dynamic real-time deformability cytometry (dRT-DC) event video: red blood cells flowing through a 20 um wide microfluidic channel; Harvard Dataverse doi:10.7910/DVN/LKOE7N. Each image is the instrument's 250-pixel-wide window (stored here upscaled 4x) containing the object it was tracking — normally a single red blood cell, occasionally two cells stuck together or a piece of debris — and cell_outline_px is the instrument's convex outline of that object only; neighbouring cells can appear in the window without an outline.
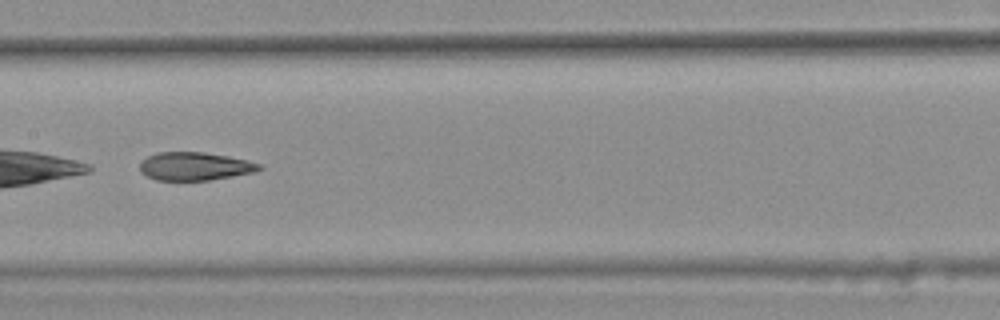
{"species": "common noctule bat (a hibernating species)", "species_latin": "Nyctalus noctula", "temperature_condition": "warm", "stored_images_in_passage": 46, "camera_frame_rate_fps": 3000, "um_per_image_px": 0.085, "animal": {"sex": "female", "body_mass_g": 25.1}, "frame": {"image": 1, "passage_image": 27, "time_ms": 8.667, "image_size_px": [1000, 320], "cell_outline_px": [[264, 168], [256, 172], [208, 180], [156, 180], [140, 172], [140, 164], [148, 156], [160, 152], [204, 152], [228, 156], [248, 160], [260, 164]], "centroid_in_image_um": [16.59, 14.13], "position_along_channel_um": 190.8, "area_um2": 19.54}}
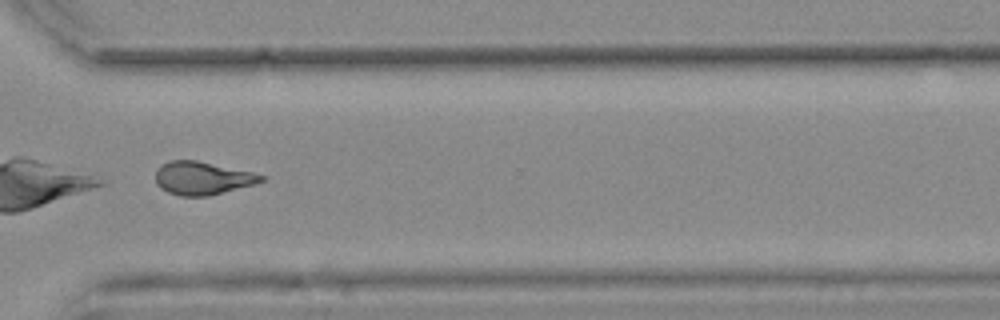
{"frame": {"image": 2, "passage_image": 40, "time_ms": 13.0, "image_size_px": [1000, 320], "cell_outline_px": [[268, 176], [264, 180], [252, 184], [208, 196], [180, 196], [168, 192], [160, 188], [156, 184], [156, 168], [160, 164], [168, 160], [196, 160], [252, 172]], "centroid_in_image_um": [17.15, 15.13], "position_along_channel_um": 353.4, "area_um2": 20.35}, "authors_computed_cell_mechanics": {"area_um2": 21.6461, "velocity_mm_per_s": 3.7506, "shape_relaxation_time_tau1_ms": null, "shape_relaxation_time_tau2_ms": 2.5969, "deformation_change_tau1": null, "deformation_change_tau2": 0.1088}}